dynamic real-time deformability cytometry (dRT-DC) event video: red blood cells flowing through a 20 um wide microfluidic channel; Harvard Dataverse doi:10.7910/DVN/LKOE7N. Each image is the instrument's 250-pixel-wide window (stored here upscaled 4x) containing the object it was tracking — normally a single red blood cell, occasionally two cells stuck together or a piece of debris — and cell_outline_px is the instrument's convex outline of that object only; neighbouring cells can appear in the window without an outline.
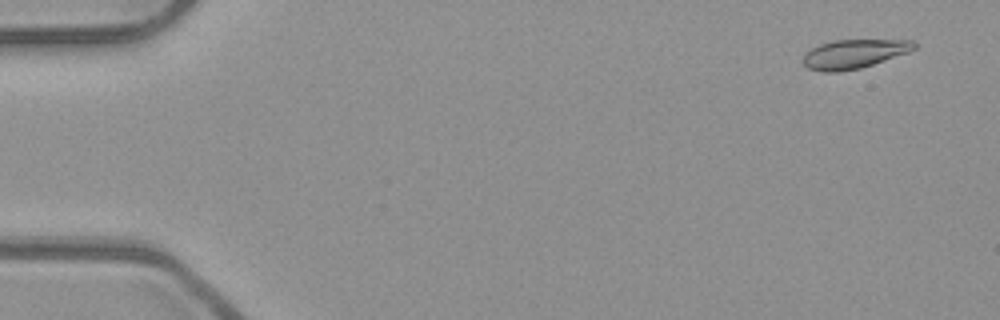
{"species": "common noctule bat (a hibernating species)", "species_latin": "Nyctalus noctula", "temperature_condition": "room temperature", "stored_images_in_passage": 52, "camera_frame_rate_fps": 3000, "um_per_image_px": 0.085, "animal": {"sex": "male", "body_mass_g": 23.1, "forearm_length_mm": 52.7}, "frame": {"image": 1, "passage_image": 2, "time_ms": 0.333, "image_size_px": [1000, 320], "cell_outline_px": [[916, 48], [908, 52], [860, 68], [836, 72], [824, 72], [808, 68], [804, 64], [804, 56], [812, 48], [820, 44], [832, 40], [912, 40], [916, 44]], "centroid_in_image_um": [72.59, 4.57], "position_along_channel_um": 12.4, "area_um2": 18.44}}
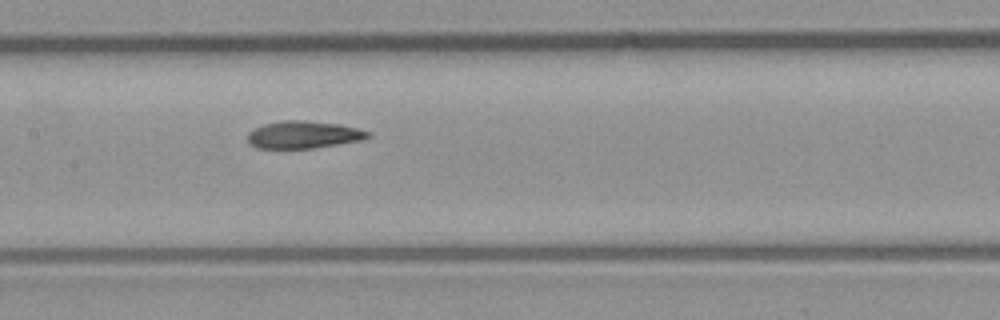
{"frame": {"image": 2, "passage_image": 25, "time_ms": 8.0, "image_size_px": [1000, 320], "cell_outline_px": [[372, 136], [360, 140], [312, 148], [256, 148], [248, 144], [248, 132], [264, 124], [280, 120], [304, 120], [340, 124], [372, 132]], "centroid_in_image_um": [25.78, 11.44], "position_along_channel_um": 181.6, "area_um2": 19.19}}
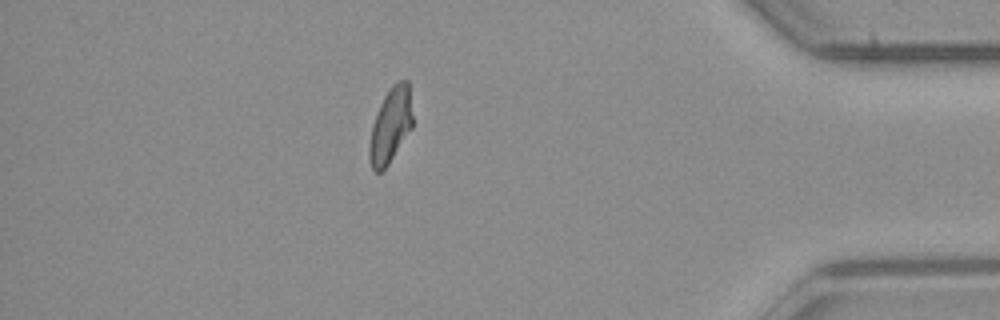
{"frame": {"image": 3, "passage_image": 45, "time_ms": 14.667, "image_size_px": [1000, 320], "cell_outline_px": [[412, 128], [388, 164], [380, 172], [376, 172], [372, 168], [368, 160], [368, 148], [372, 124], [376, 112], [384, 96], [392, 84], [396, 80], [408, 80], [412, 116]], "centroid_in_image_um": [33.17, 10.65], "position_along_channel_um": 402.0, "area_um2": 18.96}, "authors_computed_cell_mechanics": {"area_um2": 19.2474, "velocity_mm_per_s": 3.9332, "shape_relaxation_time_tau1_ms": 8.0719, "shape_relaxation_time_tau2_ms": 2.527, "deformation_change_tau1": 0.2049, "deformation_change_tau2": 0.0861}}